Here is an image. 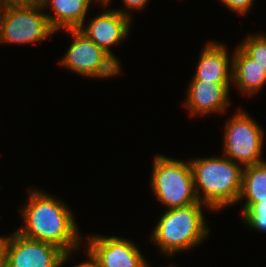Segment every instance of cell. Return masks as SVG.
Wrapping results in <instances>:
<instances>
[{
  "mask_svg": "<svg viewBox=\"0 0 266 267\" xmlns=\"http://www.w3.org/2000/svg\"><path fill=\"white\" fill-rule=\"evenodd\" d=\"M33 190L28 188V203L20 209L24 225L16 232L28 239L53 244L72 256L82 240L72 211L55 196Z\"/></svg>",
  "mask_w": 266,
  "mask_h": 267,
  "instance_id": "cell-1",
  "label": "cell"
},
{
  "mask_svg": "<svg viewBox=\"0 0 266 267\" xmlns=\"http://www.w3.org/2000/svg\"><path fill=\"white\" fill-rule=\"evenodd\" d=\"M199 202L220 211L237 204L242 189L243 167L227 157L195 158L189 161Z\"/></svg>",
  "mask_w": 266,
  "mask_h": 267,
  "instance_id": "cell-2",
  "label": "cell"
},
{
  "mask_svg": "<svg viewBox=\"0 0 266 267\" xmlns=\"http://www.w3.org/2000/svg\"><path fill=\"white\" fill-rule=\"evenodd\" d=\"M204 206L210 209L198 201L166 210L151 232L152 243L161 253L171 257L201 244L210 232L202 210Z\"/></svg>",
  "mask_w": 266,
  "mask_h": 267,
  "instance_id": "cell-3",
  "label": "cell"
},
{
  "mask_svg": "<svg viewBox=\"0 0 266 267\" xmlns=\"http://www.w3.org/2000/svg\"><path fill=\"white\" fill-rule=\"evenodd\" d=\"M151 189L154 196L168 209L185 207L198 202L190 163L165 155L153 161Z\"/></svg>",
  "mask_w": 266,
  "mask_h": 267,
  "instance_id": "cell-4",
  "label": "cell"
},
{
  "mask_svg": "<svg viewBox=\"0 0 266 267\" xmlns=\"http://www.w3.org/2000/svg\"><path fill=\"white\" fill-rule=\"evenodd\" d=\"M39 1L0 7V43L29 44L56 33Z\"/></svg>",
  "mask_w": 266,
  "mask_h": 267,
  "instance_id": "cell-5",
  "label": "cell"
},
{
  "mask_svg": "<svg viewBox=\"0 0 266 267\" xmlns=\"http://www.w3.org/2000/svg\"><path fill=\"white\" fill-rule=\"evenodd\" d=\"M228 119L223 133L224 156L242 167L265 161L261 157L265 139L261 125L243 109H239Z\"/></svg>",
  "mask_w": 266,
  "mask_h": 267,
  "instance_id": "cell-6",
  "label": "cell"
},
{
  "mask_svg": "<svg viewBox=\"0 0 266 267\" xmlns=\"http://www.w3.org/2000/svg\"><path fill=\"white\" fill-rule=\"evenodd\" d=\"M66 32L73 41L59 62L61 65L87 78L103 79L120 74V64L83 32L79 29H67Z\"/></svg>",
  "mask_w": 266,
  "mask_h": 267,
  "instance_id": "cell-7",
  "label": "cell"
},
{
  "mask_svg": "<svg viewBox=\"0 0 266 267\" xmlns=\"http://www.w3.org/2000/svg\"><path fill=\"white\" fill-rule=\"evenodd\" d=\"M86 254L95 267H147V259L131 240L117 236H87Z\"/></svg>",
  "mask_w": 266,
  "mask_h": 267,
  "instance_id": "cell-8",
  "label": "cell"
},
{
  "mask_svg": "<svg viewBox=\"0 0 266 267\" xmlns=\"http://www.w3.org/2000/svg\"><path fill=\"white\" fill-rule=\"evenodd\" d=\"M68 259L59 247L28 239L15 231L9 240L6 267H62Z\"/></svg>",
  "mask_w": 266,
  "mask_h": 267,
  "instance_id": "cell-9",
  "label": "cell"
},
{
  "mask_svg": "<svg viewBox=\"0 0 266 267\" xmlns=\"http://www.w3.org/2000/svg\"><path fill=\"white\" fill-rule=\"evenodd\" d=\"M91 19L86 26L83 24L79 30L120 64L119 59L111 51L110 47L128 36L131 30L129 29L131 28V17L114 9H105L95 18Z\"/></svg>",
  "mask_w": 266,
  "mask_h": 267,
  "instance_id": "cell-10",
  "label": "cell"
},
{
  "mask_svg": "<svg viewBox=\"0 0 266 267\" xmlns=\"http://www.w3.org/2000/svg\"><path fill=\"white\" fill-rule=\"evenodd\" d=\"M232 83H212L192 80L188 86L184 106L190 115L202 116L213 113H225L230 105V87Z\"/></svg>",
  "mask_w": 266,
  "mask_h": 267,
  "instance_id": "cell-11",
  "label": "cell"
},
{
  "mask_svg": "<svg viewBox=\"0 0 266 267\" xmlns=\"http://www.w3.org/2000/svg\"><path fill=\"white\" fill-rule=\"evenodd\" d=\"M228 49L220 42H209L199 56L192 80L212 83H232V59Z\"/></svg>",
  "mask_w": 266,
  "mask_h": 267,
  "instance_id": "cell-12",
  "label": "cell"
},
{
  "mask_svg": "<svg viewBox=\"0 0 266 267\" xmlns=\"http://www.w3.org/2000/svg\"><path fill=\"white\" fill-rule=\"evenodd\" d=\"M232 84L242 94L253 95L266 85V69L252 59L239 45L233 52Z\"/></svg>",
  "mask_w": 266,
  "mask_h": 267,
  "instance_id": "cell-13",
  "label": "cell"
},
{
  "mask_svg": "<svg viewBox=\"0 0 266 267\" xmlns=\"http://www.w3.org/2000/svg\"><path fill=\"white\" fill-rule=\"evenodd\" d=\"M97 1V0H94ZM93 0H39L44 10L51 9L54 15L46 13L50 25L57 32L61 29H79L86 20ZM98 0L97 2H101Z\"/></svg>",
  "mask_w": 266,
  "mask_h": 267,
  "instance_id": "cell-14",
  "label": "cell"
},
{
  "mask_svg": "<svg viewBox=\"0 0 266 267\" xmlns=\"http://www.w3.org/2000/svg\"><path fill=\"white\" fill-rule=\"evenodd\" d=\"M243 199L245 202L241 208L242 216L255 203L266 204V161L243 167L242 189L238 202Z\"/></svg>",
  "mask_w": 266,
  "mask_h": 267,
  "instance_id": "cell-15",
  "label": "cell"
},
{
  "mask_svg": "<svg viewBox=\"0 0 266 267\" xmlns=\"http://www.w3.org/2000/svg\"><path fill=\"white\" fill-rule=\"evenodd\" d=\"M239 46L257 63L266 69V34H251Z\"/></svg>",
  "mask_w": 266,
  "mask_h": 267,
  "instance_id": "cell-16",
  "label": "cell"
},
{
  "mask_svg": "<svg viewBox=\"0 0 266 267\" xmlns=\"http://www.w3.org/2000/svg\"><path fill=\"white\" fill-rule=\"evenodd\" d=\"M241 218L247 227L266 233V204L255 203Z\"/></svg>",
  "mask_w": 266,
  "mask_h": 267,
  "instance_id": "cell-17",
  "label": "cell"
},
{
  "mask_svg": "<svg viewBox=\"0 0 266 267\" xmlns=\"http://www.w3.org/2000/svg\"><path fill=\"white\" fill-rule=\"evenodd\" d=\"M254 0H221L227 8L238 15H246L251 9Z\"/></svg>",
  "mask_w": 266,
  "mask_h": 267,
  "instance_id": "cell-18",
  "label": "cell"
},
{
  "mask_svg": "<svg viewBox=\"0 0 266 267\" xmlns=\"http://www.w3.org/2000/svg\"><path fill=\"white\" fill-rule=\"evenodd\" d=\"M122 1L124 5L127 7L125 9H128L127 12L126 10L117 9V8L115 10L120 11L122 14L128 17H131L129 13L131 12L132 9H136V10L143 9L144 7H146L149 0H122ZM100 3L106 7L107 5L111 3V0H102Z\"/></svg>",
  "mask_w": 266,
  "mask_h": 267,
  "instance_id": "cell-19",
  "label": "cell"
},
{
  "mask_svg": "<svg viewBox=\"0 0 266 267\" xmlns=\"http://www.w3.org/2000/svg\"><path fill=\"white\" fill-rule=\"evenodd\" d=\"M10 236H0V267H6Z\"/></svg>",
  "mask_w": 266,
  "mask_h": 267,
  "instance_id": "cell-20",
  "label": "cell"
},
{
  "mask_svg": "<svg viewBox=\"0 0 266 267\" xmlns=\"http://www.w3.org/2000/svg\"><path fill=\"white\" fill-rule=\"evenodd\" d=\"M39 0H0L1 5L5 4H18V3H31Z\"/></svg>",
  "mask_w": 266,
  "mask_h": 267,
  "instance_id": "cell-21",
  "label": "cell"
},
{
  "mask_svg": "<svg viewBox=\"0 0 266 267\" xmlns=\"http://www.w3.org/2000/svg\"><path fill=\"white\" fill-rule=\"evenodd\" d=\"M73 267H94V264L89 259H87V261L85 260V262H81L77 265H74Z\"/></svg>",
  "mask_w": 266,
  "mask_h": 267,
  "instance_id": "cell-22",
  "label": "cell"
},
{
  "mask_svg": "<svg viewBox=\"0 0 266 267\" xmlns=\"http://www.w3.org/2000/svg\"><path fill=\"white\" fill-rule=\"evenodd\" d=\"M147 267H150V265H149V266H147ZM167 267H175V266L171 264V266H167Z\"/></svg>",
  "mask_w": 266,
  "mask_h": 267,
  "instance_id": "cell-23",
  "label": "cell"
}]
</instances>
